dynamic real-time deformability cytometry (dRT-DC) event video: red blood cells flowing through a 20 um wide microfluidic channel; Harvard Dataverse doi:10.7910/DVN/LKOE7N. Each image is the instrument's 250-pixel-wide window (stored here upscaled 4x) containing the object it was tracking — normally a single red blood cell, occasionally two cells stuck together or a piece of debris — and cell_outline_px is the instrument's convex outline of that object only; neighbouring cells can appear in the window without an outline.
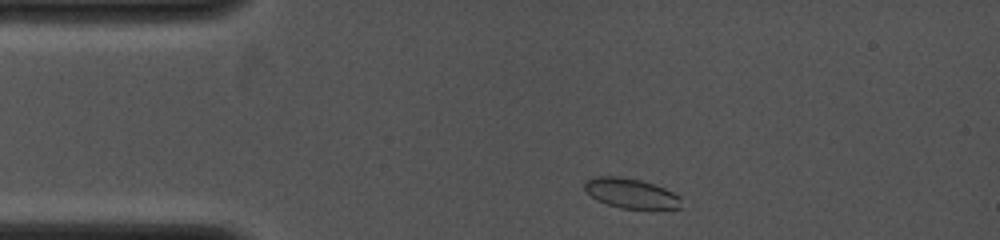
{"species": "common noctule bat (a hibernating species)", "species_latin": "Nyctalus noctula", "temperature_condition": "cold", "stored_images_in_passage": 28, "camera_frame_rate_fps": 4000, "um_per_image_px": 0.085, "animal": {"sex": "female", "body_mass_g": 19.0, "forearm_length_mm": 53.3}, "frame": {"image": 1, "passage_image": 2, "time_ms": 0.25, "image_size_px": [1000, 240], "cell_outline_px": [[680, 208], [620, 208], [596, 200], [584, 188], [584, 180], [596, 176], [620, 176], [640, 180], [664, 188], [680, 196]], "centroid_in_image_um": [53.58, 16.41], "position_along_channel_um": 31.4, "area_um2": 16.59}}
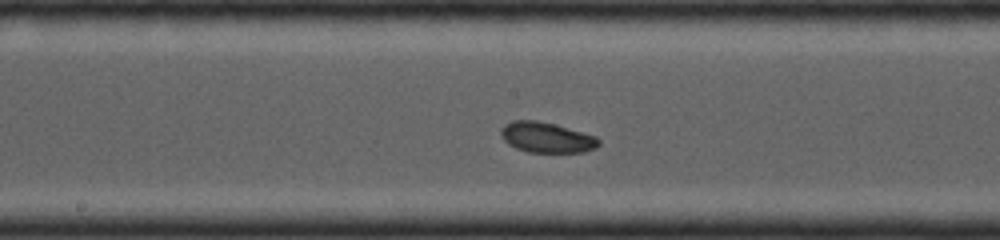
{"frame": {"image": 2, "passage_image": 15, "time_ms": 5.0, "image_size_px": [1000, 240], "cell_outline_px": [[600, 144], [596, 148], [584, 152], [528, 152], [516, 148], [508, 144], [500, 136], [500, 128], [504, 124], [512, 120], [536, 120], [552, 124], [596, 136], [600, 140]], "centroid_in_image_um": [46.43, 11.68], "position_along_channel_um": 201.8, "area_um2": 17.34}}
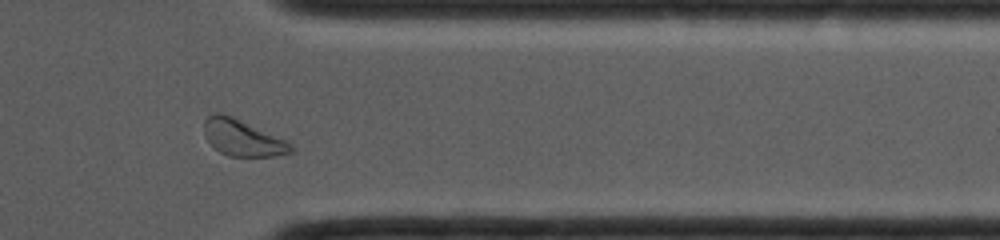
{"frame": {"image": 3, "passage_image": 25, "time_ms": 9.25, "image_size_px": [1000, 240], "cell_outline_px": [[292, 152], [272, 156], [228, 156], [220, 152], [204, 136], [204, 120], [208, 116], [216, 112], [232, 116], [288, 140], [292, 144]], "centroid_in_image_um": [20.62, 11.71], "position_along_channel_um": 390.8, "area_um2": 18.32}}